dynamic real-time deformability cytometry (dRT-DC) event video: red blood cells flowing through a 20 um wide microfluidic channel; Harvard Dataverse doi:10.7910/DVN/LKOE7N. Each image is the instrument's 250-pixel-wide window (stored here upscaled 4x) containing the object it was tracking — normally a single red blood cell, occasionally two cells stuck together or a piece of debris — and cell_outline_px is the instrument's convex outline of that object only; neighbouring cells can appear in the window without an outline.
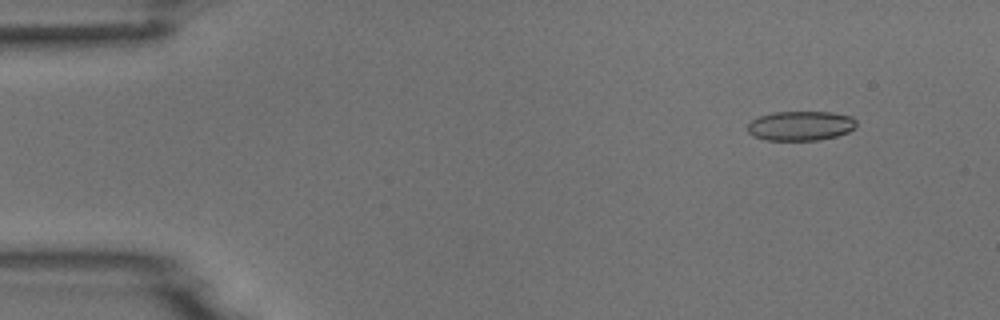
{"species": "common noctule bat (a hibernating species)", "species_latin": "Nyctalus noctula", "temperature_condition": "room temperature", "stored_images_in_passage": 5, "camera_frame_rate_fps": 3000, "um_per_image_px": 0.085, "animal": {"sex": "male", "body_mass_g": 18.8}, "frame": {"image": 1, "passage_image": 2, "time_ms": 1.333, "image_size_px": [1000, 320], "cell_outline_px": [[856, 128], [848, 132], [836, 136], [820, 140], [768, 140], [752, 136], [748, 132], [748, 124], [752, 120], [760, 116], [772, 112], [832, 112], [852, 116], [856, 120]], "centroid_in_image_um": [68.07, 10.69], "position_along_channel_um": 16.9, "area_um2": 18.84}}
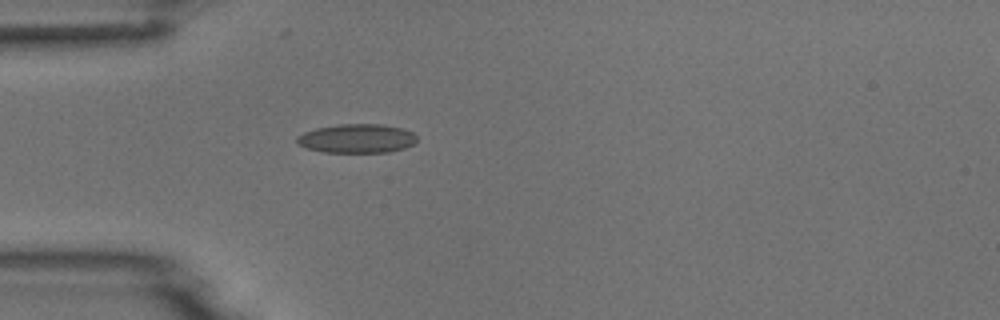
{"frame": {"image": 2, "passage_image": 5, "time_ms": 4.667, "image_size_px": [1000, 320], "cell_outline_px": [[416, 140], [412, 144], [404, 148], [388, 152], [324, 152], [308, 148], [296, 144], [296, 136], [304, 132], [316, 128], [340, 124], [384, 124], [400, 128], [412, 132], [416, 136]], "centroid_in_image_um": [30.3, 11.77], "position_along_channel_um": 54.7, "area_um2": 20.17}}